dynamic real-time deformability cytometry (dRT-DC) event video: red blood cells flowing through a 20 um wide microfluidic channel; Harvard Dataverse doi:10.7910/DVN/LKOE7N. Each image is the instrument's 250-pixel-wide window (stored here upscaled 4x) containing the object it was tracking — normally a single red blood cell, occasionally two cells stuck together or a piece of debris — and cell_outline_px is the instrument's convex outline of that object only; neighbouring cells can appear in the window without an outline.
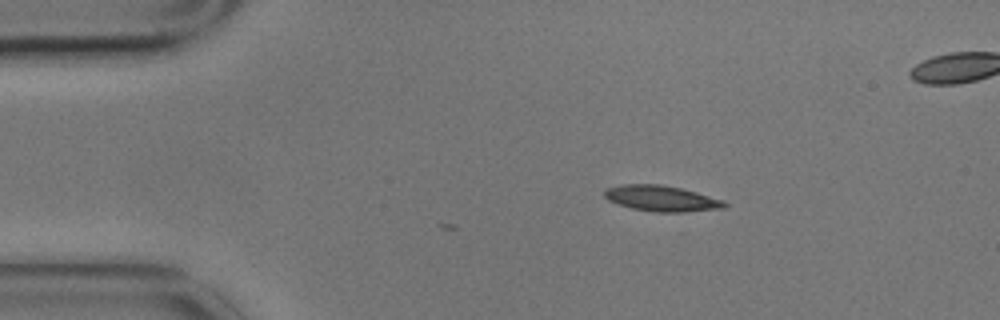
{"species": "common noctule bat (a hibernating species)", "species_latin": "Nyctalus noctula", "temperature_condition": "cold", "stored_images_in_passage": 3, "camera_frame_rate_fps": 3000, "um_per_image_px": 0.085, "animal": {"sex": "male", "body_mass_g": 17.9}, "frame": {"image": 1, "passage_image": 3, "time_ms": 0.667, "image_size_px": [1000, 320], "cell_outline_px": [[728, 204], [724, 208], [684, 212], [656, 212], [632, 208], [616, 204], [608, 200], [604, 196], [604, 188], [620, 184], [660, 184], [680, 188], [696, 192], [724, 200]], "centroid_in_image_um": [56.2, 16.86], "position_along_channel_um": 28.8, "area_um2": 18.15}}